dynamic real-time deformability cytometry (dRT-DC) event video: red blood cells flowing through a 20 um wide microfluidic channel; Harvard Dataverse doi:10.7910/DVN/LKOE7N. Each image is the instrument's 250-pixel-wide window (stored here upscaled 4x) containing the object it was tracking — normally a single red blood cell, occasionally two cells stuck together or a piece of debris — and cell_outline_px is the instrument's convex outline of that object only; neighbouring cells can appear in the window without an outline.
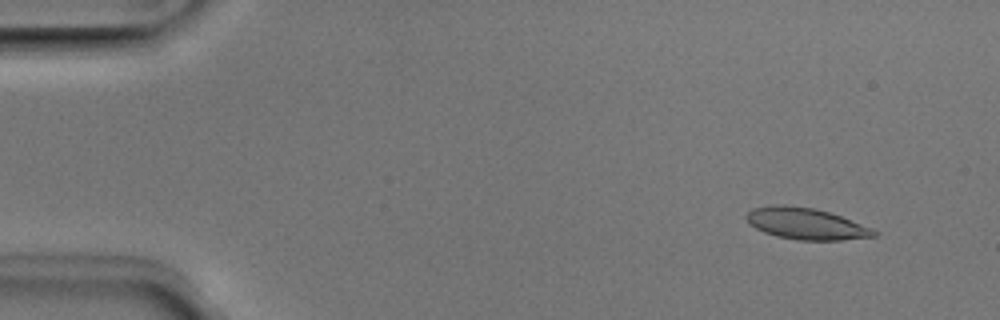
{"species": "Egyptian fruit bat (a non-hibernating species)", "species_latin": "Rousettus aegyptiacus", "temperature_condition": "room temperature", "stored_images_in_passage": 51, "camera_frame_rate_fps": 3000, "um_per_image_px": 0.085, "animal": {"sex": "male"}, "frame": {"image": 1, "passage_image": 4, "time_ms": 1.0, "image_size_px": [1000, 320], "cell_outline_px": [[880, 232], [876, 236], [840, 240], [796, 240], [776, 236], [764, 232], [748, 224], [744, 216], [752, 208], [772, 204], [784, 204], [812, 208], [828, 212], [840, 216], [872, 228]], "centroid_in_image_um": [68.46, 19.01], "position_along_channel_um": 16.5, "area_um2": 23.52}}
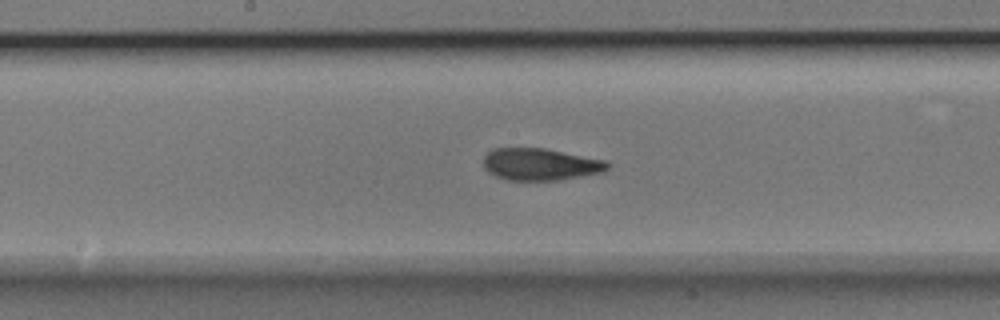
{"frame": {"image": 2, "passage_image": 26, "time_ms": 8.333, "image_size_px": [1000, 320], "cell_outline_px": [[612, 164], [604, 172], [560, 180], [508, 180], [496, 176], [488, 172], [484, 168], [484, 156], [492, 148], [544, 148], [604, 160]], "centroid_in_image_um": [45.93, 13.97], "position_along_channel_um": 202.3, "area_um2": 23.18}}
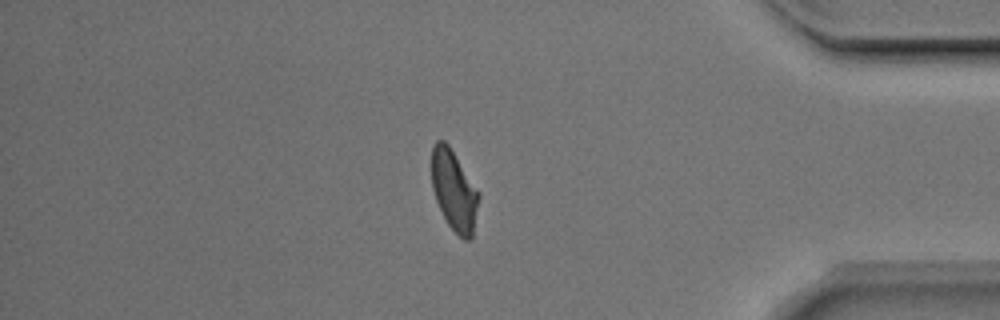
{"frame": {"image": 3, "passage_image": 43, "time_ms": 14.0, "image_size_px": [1000, 320], "cell_outline_px": [[480, 196], [472, 236], [468, 240], [464, 240], [448, 224], [436, 200], [432, 188], [432, 144], [436, 140], [444, 140], [448, 144], [480, 192]], "centroid_in_image_um": [38.6, 16.16], "position_along_channel_um": 396.6, "area_um2": 21.96}, "authors_computed_cell_mechanics": {"area_um2": 23.1778, "velocity_mm_per_s": 3.9713, "shape_relaxation_time_tau1_ms": 4.668, "shape_relaxation_time_tau2_ms": 1.6724, "deformation_change_tau1": 0.1597, "deformation_change_tau2": 0.0644}}